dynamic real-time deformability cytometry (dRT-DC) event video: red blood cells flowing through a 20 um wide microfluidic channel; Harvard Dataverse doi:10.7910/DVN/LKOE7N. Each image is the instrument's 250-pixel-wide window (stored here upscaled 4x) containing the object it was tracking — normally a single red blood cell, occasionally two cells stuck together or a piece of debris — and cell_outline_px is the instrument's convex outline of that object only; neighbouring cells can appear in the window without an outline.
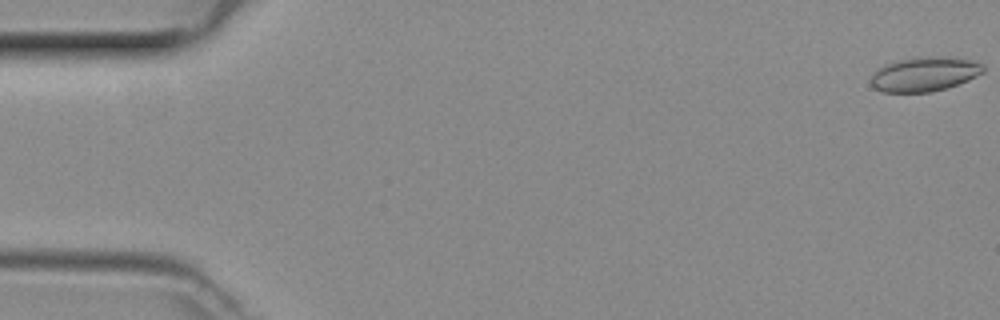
{"species": "common noctule bat (a hibernating species)", "species_latin": "Nyctalus noctula", "temperature_condition": "room temperature", "stored_images_in_passage": 9, "camera_frame_rate_fps": 3000, "um_per_image_px": 0.085, "animal": {"sex": "female", "body_mass_g": 29.2, "forearm_length_mm": 56.3}, "frame": {"image": 1, "passage_image": 1, "time_ms": 0.0, "image_size_px": [1000, 320], "cell_outline_px": [[984, 72], [968, 80], [944, 88], [928, 92], [880, 92], [872, 88], [872, 76], [884, 64], [900, 60], [932, 56], [948, 56], [968, 60], [984, 64]], "centroid_in_image_um": [78.59, 6.3], "position_along_channel_um": 6.4, "area_um2": 22.2}}